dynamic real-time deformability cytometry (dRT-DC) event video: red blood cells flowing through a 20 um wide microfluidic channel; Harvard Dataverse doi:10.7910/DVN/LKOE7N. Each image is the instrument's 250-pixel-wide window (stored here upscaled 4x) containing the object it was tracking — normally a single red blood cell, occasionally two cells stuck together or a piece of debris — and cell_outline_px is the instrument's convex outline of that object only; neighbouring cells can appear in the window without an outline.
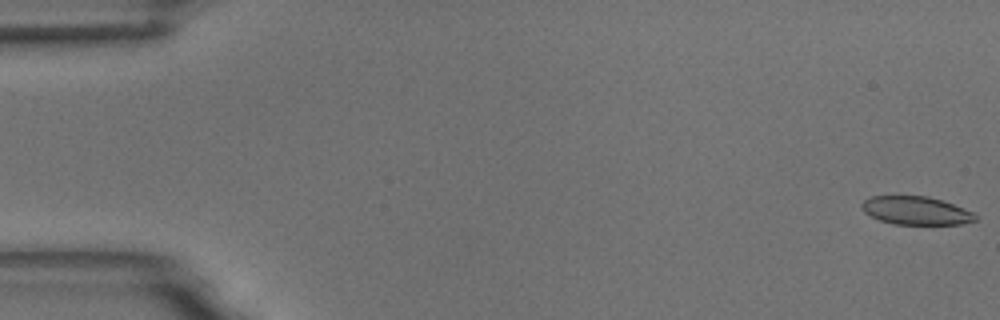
{"species": "common noctule bat (a hibernating species)", "species_latin": "Nyctalus noctula", "temperature_condition": "room temperature", "stored_images_in_passage": 59, "camera_frame_rate_fps": 3000, "um_per_image_px": 0.085, "animal": {"sex": "male", "body_mass_g": 18.8}, "frame": {"image": 1, "passage_image": 1, "time_ms": 0.0, "image_size_px": [1000, 320], "cell_outline_px": [[976, 220], [960, 224], [892, 224], [880, 220], [864, 212], [860, 204], [864, 200], [872, 196], [928, 196], [964, 208], [972, 212], [976, 216]], "centroid_in_image_um": [77.83, 17.9], "position_along_channel_um": 7.2, "area_um2": 18.5}}
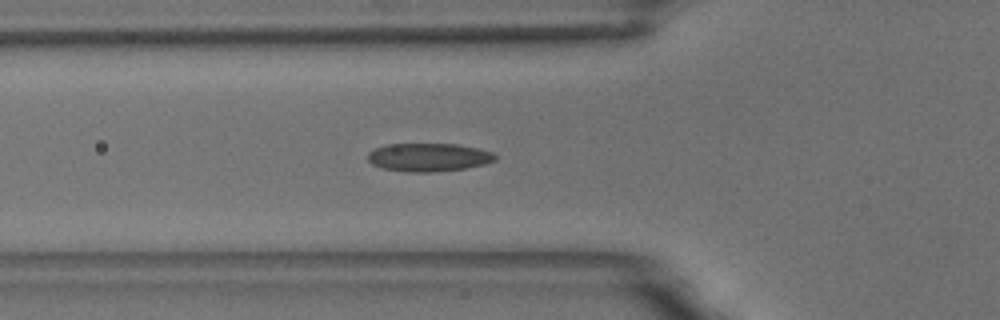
{"frame": {"image": 2, "passage_image": 21, "time_ms": 6.667, "image_size_px": [1000, 320], "cell_outline_px": [[496, 160], [484, 164], [464, 168], [432, 172], [408, 172], [380, 168], [372, 164], [368, 160], [368, 152], [376, 148], [388, 144], [456, 144], [476, 148], [492, 152], [496, 156]], "centroid_in_image_um": [36.4, 13.37], "position_along_channel_um": 89.4, "area_um2": 20.87}}
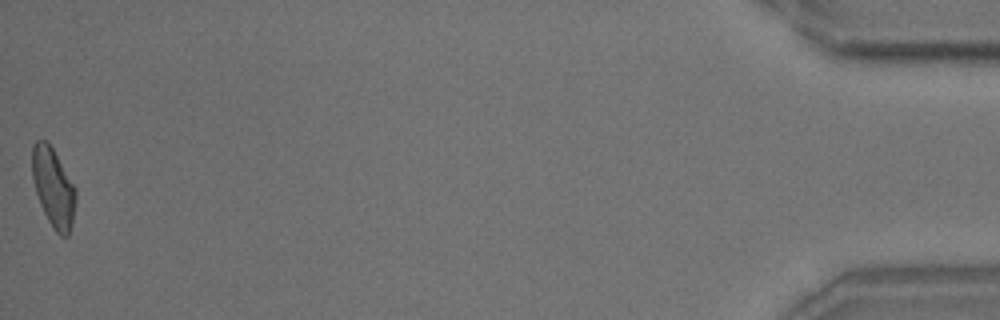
{"frame": {"image": 3, "passage_image": 59, "time_ms": 19.333, "image_size_px": [1000, 320], "cell_outline_px": [[76, 200], [72, 220], [68, 236], [60, 236], [56, 232], [48, 220], [40, 204], [36, 192], [32, 176], [32, 144], [36, 140], [48, 140], [76, 188]], "centroid_in_image_um": [4.52, 15.9], "position_along_channel_um": 430.7, "area_um2": 20.0}, "authors_computed_cell_mechanics": {"area_um2": 20.23, "velocity_mm_per_s": 3.4505, "shape_relaxation_time_tau1_ms": 4.3095, "shape_relaxation_time_tau2_ms": 1.6623, "deformation_change_tau1": 0.154, "deformation_change_tau2": 0.0995}}